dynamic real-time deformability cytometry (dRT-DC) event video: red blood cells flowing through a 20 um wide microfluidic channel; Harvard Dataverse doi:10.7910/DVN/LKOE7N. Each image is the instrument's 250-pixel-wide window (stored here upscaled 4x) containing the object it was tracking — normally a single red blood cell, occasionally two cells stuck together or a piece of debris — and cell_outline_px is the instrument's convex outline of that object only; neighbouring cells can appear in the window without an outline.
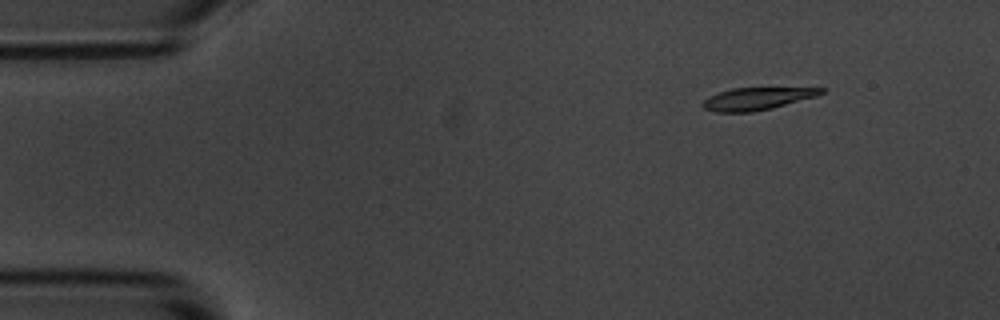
{"species": "common noctule bat (a hibernating species)", "species_latin": "Nyctalus noctula", "temperature_condition": "room temperature", "stored_images_in_passage": 5, "segment_of_instrument_passage": [1, 2], "camera_frame_rate_fps": 3000, "um_per_image_px": 0.085, "animal": {"sex": "male", "body_mass_g": 20.1, "forearm_length_mm": 53.5}, "frame": {"image": 1, "passage_image": 2, "time_ms": 0.333, "image_size_px": [1000, 320], "cell_outline_px": [[824, 92], [816, 96], [772, 108], [752, 112], [716, 112], [704, 108], [700, 104], [708, 96], [732, 88], [824, 88]], "centroid_in_image_um": [64.3, 8.39], "position_along_channel_um": 20.7, "area_um2": 15.26}}